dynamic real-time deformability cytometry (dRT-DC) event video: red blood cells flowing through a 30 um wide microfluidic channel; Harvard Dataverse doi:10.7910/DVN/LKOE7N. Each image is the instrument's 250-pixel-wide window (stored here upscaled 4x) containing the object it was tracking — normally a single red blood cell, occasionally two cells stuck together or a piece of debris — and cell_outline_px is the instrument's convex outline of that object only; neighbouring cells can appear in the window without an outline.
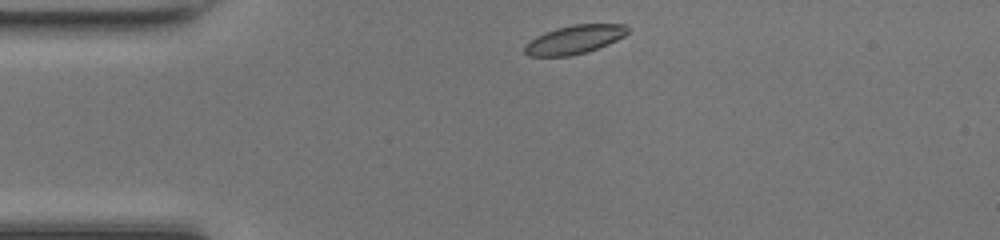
{"species": "common noctule bat (a hibernating species)", "species_latin": "Nyctalus noctula", "temperature_condition": "room temperature", "stored_images_in_passage": 39, "camera_frame_rate_fps": 3000, "um_per_image_px": 0.085, "animal": {"sex": "female", "body_mass_g": 17.0, "forearm_length_mm": 48.0}, "frame": {"image": 1, "passage_image": 1, "time_ms": 0.0, "image_size_px": [1000, 240], "cell_outline_px": [[628, 32], [624, 36], [608, 44], [588, 52], [568, 56], [528, 56], [524, 52], [524, 44], [528, 40], [544, 32], [556, 28], [572, 24], [624, 24], [628, 28]], "centroid_in_image_um": [48.78, 3.36], "position_along_channel_um": 36.2, "area_um2": 17.34}}
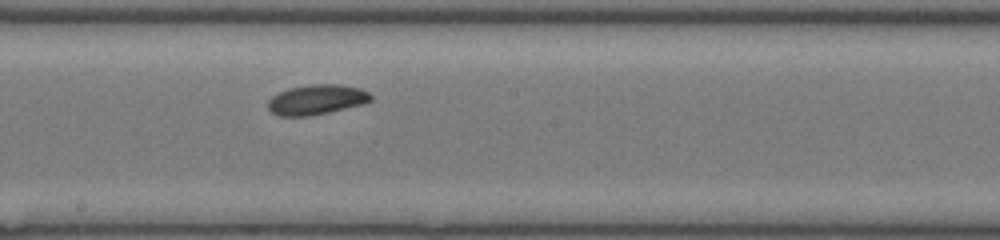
{"frame": {"image": 2, "passage_image": 17, "time_ms": 5.333, "image_size_px": [1000, 240], "cell_outline_px": [[372, 100], [364, 104], [328, 112], [308, 116], [276, 116], [268, 108], [268, 100], [276, 92], [288, 88], [312, 84], [340, 84], [360, 88], [368, 92], [372, 96]], "centroid_in_image_um": [26.89, 8.46], "position_along_channel_um": 221.3, "area_um2": 18.15}}
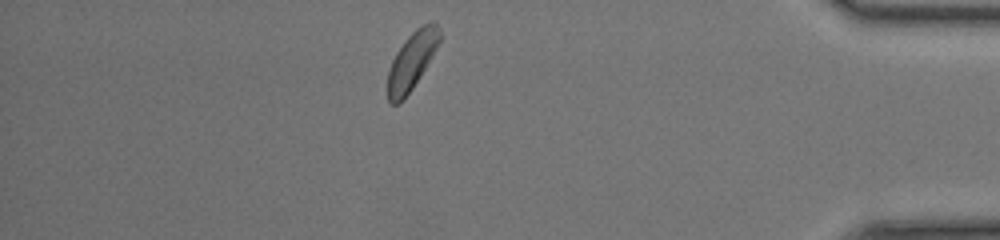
{"frame": {"image": 3, "passage_image": 33, "time_ms": 10.667, "image_size_px": [1000, 240], "cell_outline_px": [[440, 40], [432, 56], [412, 88], [396, 104], [388, 104], [388, 68], [396, 52], [408, 36], [416, 28], [432, 20], [436, 20], [440, 28]], "centroid_in_image_um": [35.01, 5.1], "position_along_channel_um": 400.2, "area_um2": 17.11}, "authors_computed_cell_mechanics": {"area_um2": 17.8602, "velocity_mm_per_s": 4.1662, "shape_relaxation_time_tau1_ms": 2.1998, "shape_relaxation_time_tau2_ms": 9.4242, "deformation_change_tau1": 0.0638, "deformation_change_tau2": 0.1289}}